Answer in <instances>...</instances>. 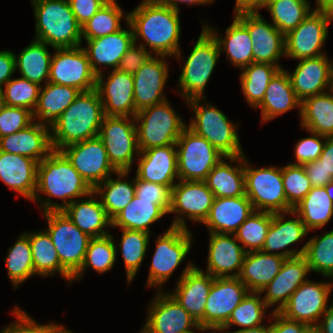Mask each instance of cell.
Returning a JSON list of instances; mask_svg holds the SVG:
<instances>
[{"instance_id":"5","label":"cell","mask_w":333,"mask_h":333,"mask_svg":"<svg viewBox=\"0 0 333 333\" xmlns=\"http://www.w3.org/2000/svg\"><path fill=\"white\" fill-rule=\"evenodd\" d=\"M133 120L142 121L139 127L136 126L140 151L176 144L186 128L166 100L138 111Z\"/></svg>"},{"instance_id":"17","label":"cell","mask_w":333,"mask_h":333,"mask_svg":"<svg viewBox=\"0 0 333 333\" xmlns=\"http://www.w3.org/2000/svg\"><path fill=\"white\" fill-rule=\"evenodd\" d=\"M331 285L332 283H313L307 280L290 296L279 313L289 320L305 323L314 329L316 327L314 322L329 308L327 300Z\"/></svg>"},{"instance_id":"53","label":"cell","mask_w":333,"mask_h":333,"mask_svg":"<svg viewBox=\"0 0 333 333\" xmlns=\"http://www.w3.org/2000/svg\"><path fill=\"white\" fill-rule=\"evenodd\" d=\"M258 294L260 293H248L242 302L233 310L229 320L221 328H213V330L221 331L229 328L232 324L243 326L242 329L260 326L267 305L264 300L259 298Z\"/></svg>"},{"instance_id":"28","label":"cell","mask_w":333,"mask_h":333,"mask_svg":"<svg viewBox=\"0 0 333 333\" xmlns=\"http://www.w3.org/2000/svg\"><path fill=\"white\" fill-rule=\"evenodd\" d=\"M227 233H210L208 268L209 273L214 278L238 277L246 255V249L236 242L235 235L229 237ZM238 270L235 274L230 271Z\"/></svg>"},{"instance_id":"62","label":"cell","mask_w":333,"mask_h":333,"mask_svg":"<svg viewBox=\"0 0 333 333\" xmlns=\"http://www.w3.org/2000/svg\"><path fill=\"white\" fill-rule=\"evenodd\" d=\"M275 322L269 326V333H309L311 328L302 322L285 318L279 312L273 311Z\"/></svg>"},{"instance_id":"30","label":"cell","mask_w":333,"mask_h":333,"mask_svg":"<svg viewBox=\"0 0 333 333\" xmlns=\"http://www.w3.org/2000/svg\"><path fill=\"white\" fill-rule=\"evenodd\" d=\"M254 211L246 195L214 198L204 224L209 227L210 233L233 234Z\"/></svg>"},{"instance_id":"74","label":"cell","mask_w":333,"mask_h":333,"mask_svg":"<svg viewBox=\"0 0 333 333\" xmlns=\"http://www.w3.org/2000/svg\"><path fill=\"white\" fill-rule=\"evenodd\" d=\"M144 329L141 331V333H151L146 327H143Z\"/></svg>"},{"instance_id":"51","label":"cell","mask_w":333,"mask_h":333,"mask_svg":"<svg viewBox=\"0 0 333 333\" xmlns=\"http://www.w3.org/2000/svg\"><path fill=\"white\" fill-rule=\"evenodd\" d=\"M122 231L120 248L130 283L144 259L150 233L128 229H122Z\"/></svg>"},{"instance_id":"47","label":"cell","mask_w":333,"mask_h":333,"mask_svg":"<svg viewBox=\"0 0 333 333\" xmlns=\"http://www.w3.org/2000/svg\"><path fill=\"white\" fill-rule=\"evenodd\" d=\"M113 237L109 234L104 237L91 238L89 240L85 259L80 270L72 277V280L81 276L87 266H91L97 272L104 273L112 268L116 260V247Z\"/></svg>"},{"instance_id":"70","label":"cell","mask_w":333,"mask_h":333,"mask_svg":"<svg viewBox=\"0 0 333 333\" xmlns=\"http://www.w3.org/2000/svg\"><path fill=\"white\" fill-rule=\"evenodd\" d=\"M232 333H269V326L260 325L258 327L249 328V329H240Z\"/></svg>"},{"instance_id":"35","label":"cell","mask_w":333,"mask_h":333,"mask_svg":"<svg viewBox=\"0 0 333 333\" xmlns=\"http://www.w3.org/2000/svg\"><path fill=\"white\" fill-rule=\"evenodd\" d=\"M40 88L37 105L33 111V118L40 119V123L52 125L56 119L75 101L80 90L70 86L53 84L46 81V86Z\"/></svg>"},{"instance_id":"71","label":"cell","mask_w":333,"mask_h":333,"mask_svg":"<svg viewBox=\"0 0 333 333\" xmlns=\"http://www.w3.org/2000/svg\"><path fill=\"white\" fill-rule=\"evenodd\" d=\"M50 333H72L69 330H65L63 326L54 324L51 328Z\"/></svg>"},{"instance_id":"18","label":"cell","mask_w":333,"mask_h":333,"mask_svg":"<svg viewBox=\"0 0 333 333\" xmlns=\"http://www.w3.org/2000/svg\"><path fill=\"white\" fill-rule=\"evenodd\" d=\"M247 29L253 43V62L277 65L285 55V35L273 24L266 23L258 12H243L235 16Z\"/></svg>"},{"instance_id":"25","label":"cell","mask_w":333,"mask_h":333,"mask_svg":"<svg viewBox=\"0 0 333 333\" xmlns=\"http://www.w3.org/2000/svg\"><path fill=\"white\" fill-rule=\"evenodd\" d=\"M333 64L326 55L300 60L293 74H289L297 98L304 99L323 93L326 86L332 89Z\"/></svg>"},{"instance_id":"22","label":"cell","mask_w":333,"mask_h":333,"mask_svg":"<svg viewBox=\"0 0 333 333\" xmlns=\"http://www.w3.org/2000/svg\"><path fill=\"white\" fill-rule=\"evenodd\" d=\"M149 308L148 320L144 327L151 333H188L190 327H201L193 317L173 298L171 294L158 293Z\"/></svg>"},{"instance_id":"42","label":"cell","mask_w":333,"mask_h":333,"mask_svg":"<svg viewBox=\"0 0 333 333\" xmlns=\"http://www.w3.org/2000/svg\"><path fill=\"white\" fill-rule=\"evenodd\" d=\"M118 179L115 181L110 177L98 184L94 189V194H101V204L107 216L112 220L121 210H123L135 196V180L132 183L121 181L129 171H117Z\"/></svg>"},{"instance_id":"34","label":"cell","mask_w":333,"mask_h":333,"mask_svg":"<svg viewBox=\"0 0 333 333\" xmlns=\"http://www.w3.org/2000/svg\"><path fill=\"white\" fill-rule=\"evenodd\" d=\"M241 158V159H240ZM231 162L239 160V167H232L221 160L208 174L205 182L215 198L246 195L244 177V155L228 157ZM241 161V162H240ZM243 161V162H242ZM243 163V164H242Z\"/></svg>"},{"instance_id":"3","label":"cell","mask_w":333,"mask_h":333,"mask_svg":"<svg viewBox=\"0 0 333 333\" xmlns=\"http://www.w3.org/2000/svg\"><path fill=\"white\" fill-rule=\"evenodd\" d=\"M37 191L64 200L63 205H59L49 202L48 198V201L43 203L44 212L63 210L74 201L71 198L92 196L94 194L93 189L72 166L66 156L58 150H53L48 157L38 163L34 201L37 197L39 200ZM66 198H70L67 203Z\"/></svg>"},{"instance_id":"16","label":"cell","mask_w":333,"mask_h":333,"mask_svg":"<svg viewBox=\"0 0 333 333\" xmlns=\"http://www.w3.org/2000/svg\"><path fill=\"white\" fill-rule=\"evenodd\" d=\"M329 21L316 8L295 29L285 35V55L302 60L322 55Z\"/></svg>"},{"instance_id":"39","label":"cell","mask_w":333,"mask_h":333,"mask_svg":"<svg viewBox=\"0 0 333 333\" xmlns=\"http://www.w3.org/2000/svg\"><path fill=\"white\" fill-rule=\"evenodd\" d=\"M307 230L323 227L333 215V202L325 187H312L309 193L293 208Z\"/></svg>"},{"instance_id":"60","label":"cell","mask_w":333,"mask_h":333,"mask_svg":"<svg viewBox=\"0 0 333 333\" xmlns=\"http://www.w3.org/2000/svg\"><path fill=\"white\" fill-rule=\"evenodd\" d=\"M19 323L11 324L2 333H50L54 324L40 325L19 308L14 310Z\"/></svg>"},{"instance_id":"54","label":"cell","mask_w":333,"mask_h":333,"mask_svg":"<svg viewBox=\"0 0 333 333\" xmlns=\"http://www.w3.org/2000/svg\"><path fill=\"white\" fill-rule=\"evenodd\" d=\"M2 91L5 105L34 111L39 97L40 85L26 78L10 79Z\"/></svg>"},{"instance_id":"33","label":"cell","mask_w":333,"mask_h":333,"mask_svg":"<svg viewBox=\"0 0 333 333\" xmlns=\"http://www.w3.org/2000/svg\"><path fill=\"white\" fill-rule=\"evenodd\" d=\"M298 106H301V101L292 88L289 73L280 69L271 79L262 102L256 108H261L262 120L268 121Z\"/></svg>"},{"instance_id":"26","label":"cell","mask_w":333,"mask_h":333,"mask_svg":"<svg viewBox=\"0 0 333 333\" xmlns=\"http://www.w3.org/2000/svg\"><path fill=\"white\" fill-rule=\"evenodd\" d=\"M168 76L163 58L152 57L133 74L134 102L138 111L165 101L162 89Z\"/></svg>"},{"instance_id":"4","label":"cell","mask_w":333,"mask_h":333,"mask_svg":"<svg viewBox=\"0 0 333 333\" xmlns=\"http://www.w3.org/2000/svg\"><path fill=\"white\" fill-rule=\"evenodd\" d=\"M36 17V38L57 48L81 45L82 27L77 23L68 0H32Z\"/></svg>"},{"instance_id":"56","label":"cell","mask_w":333,"mask_h":333,"mask_svg":"<svg viewBox=\"0 0 333 333\" xmlns=\"http://www.w3.org/2000/svg\"><path fill=\"white\" fill-rule=\"evenodd\" d=\"M32 118L33 112L27 108L5 105L0 112V138L27 128Z\"/></svg>"},{"instance_id":"68","label":"cell","mask_w":333,"mask_h":333,"mask_svg":"<svg viewBox=\"0 0 333 333\" xmlns=\"http://www.w3.org/2000/svg\"><path fill=\"white\" fill-rule=\"evenodd\" d=\"M316 7L329 21L333 20V0H318Z\"/></svg>"},{"instance_id":"40","label":"cell","mask_w":333,"mask_h":333,"mask_svg":"<svg viewBox=\"0 0 333 333\" xmlns=\"http://www.w3.org/2000/svg\"><path fill=\"white\" fill-rule=\"evenodd\" d=\"M205 28L214 36L220 51L222 48L227 52V57L234 65L245 67L253 63V43L248 29L235 17L230 27L226 29V38L222 40L209 27Z\"/></svg>"},{"instance_id":"52","label":"cell","mask_w":333,"mask_h":333,"mask_svg":"<svg viewBox=\"0 0 333 333\" xmlns=\"http://www.w3.org/2000/svg\"><path fill=\"white\" fill-rule=\"evenodd\" d=\"M271 221L272 213L254 211L240 225L234 235L238 241L243 243V246L250 247L249 252L260 251L265 243Z\"/></svg>"},{"instance_id":"29","label":"cell","mask_w":333,"mask_h":333,"mask_svg":"<svg viewBox=\"0 0 333 333\" xmlns=\"http://www.w3.org/2000/svg\"><path fill=\"white\" fill-rule=\"evenodd\" d=\"M310 271L303 255L286 258L276 277L263 289L267 294L263 297L267 307L281 301L274 312H279L289 301L296 289L308 279H304Z\"/></svg>"},{"instance_id":"7","label":"cell","mask_w":333,"mask_h":333,"mask_svg":"<svg viewBox=\"0 0 333 333\" xmlns=\"http://www.w3.org/2000/svg\"><path fill=\"white\" fill-rule=\"evenodd\" d=\"M47 230L61 266L73 277L82 267L91 237L82 232L63 210L44 212Z\"/></svg>"},{"instance_id":"38","label":"cell","mask_w":333,"mask_h":333,"mask_svg":"<svg viewBox=\"0 0 333 333\" xmlns=\"http://www.w3.org/2000/svg\"><path fill=\"white\" fill-rule=\"evenodd\" d=\"M165 214L166 212L154 204L153 200L134 196L132 201L111 220V226L149 233V225Z\"/></svg>"},{"instance_id":"69","label":"cell","mask_w":333,"mask_h":333,"mask_svg":"<svg viewBox=\"0 0 333 333\" xmlns=\"http://www.w3.org/2000/svg\"><path fill=\"white\" fill-rule=\"evenodd\" d=\"M158 1L162 4H164V5H167V6L171 7L174 10L179 11V8H178V5H177L178 1L179 2H186V3H189V5H190V4H194V3H197V4L210 3L213 0H158Z\"/></svg>"},{"instance_id":"66","label":"cell","mask_w":333,"mask_h":333,"mask_svg":"<svg viewBox=\"0 0 333 333\" xmlns=\"http://www.w3.org/2000/svg\"><path fill=\"white\" fill-rule=\"evenodd\" d=\"M267 0H236L235 13L243 12H258V9L263 8Z\"/></svg>"},{"instance_id":"21","label":"cell","mask_w":333,"mask_h":333,"mask_svg":"<svg viewBox=\"0 0 333 333\" xmlns=\"http://www.w3.org/2000/svg\"><path fill=\"white\" fill-rule=\"evenodd\" d=\"M214 277L189 264L183 271L173 298L204 327V309Z\"/></svg>"},{"instance_id":"36","label":"cell","mask_w":333,"mask_h":333,"mask_svg":"<svg viewBox=\"0 0 333 333\" xmlns=\"http://www.w3.org/2000/svg\"><path fill=\"white\" fill-rule=\"evenodd\" d=\"M63 212L85 234L91 238L104 237L109 234L102 231L106 225L111 226V219L107 216L101 201L89 200L73 201L67 205Z\"/></svg>"},{"instance_id":"65","label":"cell","mask_w":333,"mask_h":333,"mask_svg":"<svg viewBox=\"0 0 333 333\" xmlns=\"http://www.w3.org/2000/svg\"><path fill=\"white\" fill-rule=\"evenodd\" d=\"M323 151L318 158V163L323 166L327 174L333 177V136L324 138Z\"/></svg>"},{"instance_id":"8","label":"cell","mask_w":333,"mask_h":333,"mask_svg":"<svg viewBox=\"0 0 333 333\" xmlns=\"http://www.w3.org/2000/svg\"><path fill=\"white\" fill-rule=\"evenodd\" d=\"M245 158L244 156L245 192L254 210L273 214L292 211L293 207L287 202L284 192L282 168L253 169L247 166Z\"/></svg>"},{"instance_id":"58","label":"cell","mask_w":333,"mask_h":333,"mask_svg":"<svg viewBox=\"0 0 333 333\" xmlns=\"http://www.w3.org/2000/svg\"><path fill=\"white\" fill-rule=\"evenodd\" d=\"M311 133L314 137L301 139L297 143L295 148L297 163H294L295 165H304L308 162L316 161L321 155L325 142L322 143L320 138L326 137L315 132Z\"/></svg>"},{"instance_id":"64","label":"cell","mask_w":333,"mask_h":333,"mask_svg":"<svg viewBox=\"0 0 333 333\" xmlns=\"http://www.w3.org/2000/svg\"><path fill=\"white\" fill-rule=\"evenodd\" d=\"M16 70L15 55L10 51H0V92H2V84H6Z\"/></svg>"},{"instance_id":"37","label":"cell","mask_w":333,"mask_h":333,"mask_svg":"<svg viewBox=\"0 0 333 333\" xmlns=\"http://www.w3.org/2000/svg\"><path fill=\"white\" fill-rule=\"evenodd\" d=\"M332 93V94H331ZM320 93L301 102L302 126L325 137L333 136V90Z\"/></svg>"},{"instance_id":"15","label":"cell","mask_w":333,"mask_h":333,"mask_svg":"<svg viewBox=\"0 0 333 333\" xmlns=\"http://www.w3.org/2000/svg\"><path fill=\"white\" fill-rule=\"evenodd\" d=\"M248 293L238 277L214 278L204 309V327L221 328Z\"/></svg>"},{"instance_id":"20","label":"cell","mask_w":333,"mask_h":333,"mask_svg":"<svg viewBox=\"0 0 333 333\" xmlns=\"http://www.w3.org/2000/svg\"><path fill=\"white\" fill-rule=\"evenodd\" d=\"M102 75H97L96 89L103 103L104 114L118 117H128L131 114L134 118L136 108L133 74L115 69L106 82L103 81Z\"/></svg>"},{"instance_id":"12","label":"cell","mask_w":333,"mask_h":333,"mask_svg":"<svg viewBox=\"0 0 333 333\" xmlns=\"http://www.w3.org/2000/svg\"><path fill=\"white\" fill-rule=\"evenodd\" d=\"M129 117L104 116L98 138L104 144L109 162L117 171H129L138 147L137 130Z\"/></svg>"},{"instance_id":"55","label":"cell","mask_w":333,"mask_h":333,"mask_svg":"<svg viewBox=\"0 0 333 333\" xmlns=\"http://www.w3.org/2000/svg\"><path fill=\"white\" fill-rule=\"evenodd\" d=\"M282 180L287 202L294 208L312 186L303 165L289 164L282 168Z\"/></svg>"},{"instance_id":"49","label":"cell","mask_w":333,"mask_h":333,"mask_svg":"<svg viewBox=\"0 0 333 333\" xmlns=\"http://www.w3.org/2000/svg\"><path fill=\"white\" fill-rule=\"evenodd\" d=\"M9 254L6 261L8 276L15 285H19L27 278L35 274L31 244L28 235L25 233L20 236L12 248H9Z\"/></svg>"},{"instance_id":"2","label":"cell","mask_w":333,"mask_h":333,"mask_svg":"<svg viewBox=\"0 0 333 333\" xmlns=\"http://www.w3.org/2000/svg\"><path fill=\"white\" fill-rule=\"evenodd\" d=\"M97 89L80 92L75 101L51 125L53 150L98 136L104 118Z\"/></svg>"},{"instance_id":"44","label":"cell","mask_w":333,"mask_h":333,"mask_svg":"<svg viewBox=\"0 0 333 333\" xmlns=\"http://www.w3.org/2000/svg\"><path fill=\"white\" fill-rule=\"evenodd\" d=\"M31 244L35 274L47 276L58 271L64 278L72 282V276L61 266L57 250L48 232L27 234Z\"/></svg>"},{"instance_id":"50","label":"cell","mask_w":333,"mask_h":333,"mask_svg":"<svg viewBox=\"0 0 333 333\" xmlns=\"http://www.w3.org/2000/svg\"><path fill=\"white\" fill-rule=\"evenodd\" d=\"M304 247L310 271L333 277V230L322 237L310 239Z\"/></svg>"},{"instance_id":"75","label":"cell","mask_w":333,"mask_h":333,"mask_svg":"<svg viewBox=\"0 0 333 333\" xmlns=\"http://www.w3.org/2000/svg\"><path fill=\"white\" fill-rule=\"evenodd\" d=\"M296 1H299V2H307V0H296ZM317 2V5H318V0H316Z\"/></svg>"},{"instance_id":"10","label":"cell","mask_w":333,"mask_h":333,"mask_svg":"<svg viewBox=\"0 0 333 333\" xmlns=\"http://www.w3.org/2000/svg\"><path fill=\"white\" fill-rule=\"evenodd\" d=\"M191 233L183 218L179 216L170 229L157 240L150 267L148 286L163 285L191 248Z\"/></svg>"},{"instance_id":"45","label":"cell","mask_w":333,"mask_h":333,"mask_svg":"<svg viewBox=\"0 0 333 333\" xmlns=\"http://www.w3.org/2000/svg\"><path fill=\"white\" fill-rule=\"evenodd\" d=\"M240 80L243 93L251 106L255 108L262 102L271 79L280 70L277 65L268 63H251L243 67Z\"/></svg>"},{"instance_id":"1","label":"cell","mask_w":333,"mask_h":333,"mask_svg":"<svg viewBox=\"0 0 333 333\" xmlns=\"http://www.w3.org/2000/svg\"><path fill=\"white\" fill-rule=\"evenodd\" d=\"M125 17L133 31L134 42L139 35L160 58L179 57V11L158 0H144Z\"/></svg>"},{"instance_id":"43","label":"cell","mask_w":333,"mask_h":333,"mask_svg":"<svg viewBox=\"0 0 333 333\" xmlns=\"http://www.w3.org/2000/svg\"><path fill=\"white\" fill-rule=\"evenodd\" d=\"M45 42L35 40L15 56L16 68H19L23 78L40 85L42 80H49L51 55Z\"/></svg>"},{"instance_id":"72","label":"cell","mask_w":333,"mask_h":333,"mask_svg":"<svg viewBox=\"0 0 333 333\" xmlns=\"http://www.w3.org/2000/svg\"><path fill=\"white\" fill-rule=\"evenodd\" d=\"M326 189L327 194L329 195L330 199L333 202V181L328 183L326 186H324Z\"/></svg>"},{"instance_id":"57","label":"cell","mask_w":333,"mask_h":333,"mask_svg":"<svg viewBox=\"0 0 333 333\" xmlns=\"http://www.w3.org/2000/svg\"><path fill=\"white\" fill-rule=\"evenodd\" d=\"M135 196L139 199L153 200L166 213L171 205V189L168 186L140 180L135 178Z\"/></svg>"},{"instance_id":"9","label":"cell","mask_w":333,"mask_h":333,"mask_svg":"<svg viewBox=\"0 0 333 333\" xmlns=\"http://www.w3.org/2000/svg\"><path fill=\"white\" fill-rule=\"evenodd\" d=\"M220 49L214 36L204 27L179 78L182 96L187 101L203 98V91L215 68Z\"/></svg>"},{"instance_id":"27","label":"cell","mask_w":333,"mask_h":333,"mask_svg":"<svg viewBox=\"0 0 333 333\" xmlns=\"http://www.w3.org/2000/svg\"><path fill=\"white\" fill-rule=\"evenodd\" d=\"M45 123L30 124L27 128L0 138V151L23 155L38 163L53 151L51 134Z\"/></svg>"},{"instance_id":"23","label":"cell","mask_w":333,"mask_h":333,"mask_svg":"<svg viewBox=\"0 0 333 333\" xmlns=\"http://www.w3.org/2000/svg\"><path fill=\"white\" fill-rule=\"evenodd\" d=\"M214 198L205 181L180 180L171 189V205L168 213L186 214L189 219L204 223Z\"/></svg>"},{"instance_id":"41","label":"cell","mask_w":333,"mask_h":333,"mask_svg":"<svg viewBox=\"0 0 333 333\" xmlns=\"http://www.w3.org/2000/svg\"><path fill=\"white\" fill-rule=\"evenodd\" d=\"M289 214L295 215L296 219L284 221L282 213H272L271 225L261 251L272 254L273 250L286 248L308 233L300 217L293 211Z\"/></svg>"},{"instance_id":"48","label":"cell","mask_w":333,"mask_h":333,"mask_svg":"<svg viewBox=\"0 0 333 333\" xmlns=\"http://www.w3.org/2000/svg\"><path fill=\"white\" fill-rule=\"evenodd\" d=\"M121 8L115 1L106 2L98 12L82 26V36L86 40L104 37L121 30Z\"/></svg>"},{"instance_id":"76","label":"cell","mask_w":333,"mask_h":333,"mask_svg":"<svg viewBox=\"0 0 333 333\" xmlns=\"http://www.w3.org/2000/svg\"><path fill=\"white\" fill-rule=\"evenodd\" d=\"M309 333H317L314 329H311Z\"/></svg>"},{"instance_id":"6","label":"cell","mask_w":333,"mask_h":333,"mask_svg":"<svg viewBox=\"0 0 333 333\" xmlns=\"http://www.w3.org/2000/svg\"><path fill=\"white\" fill-rule=\"evenodd\" d=\"M200 98L187 101L195 112V120L187 126L194 133L205 138L215 149L225 157L244 155L241 150L236 126L232 124L223 112L207 104L199 105Z\"/></svg>"},{"instance_id":"32","label":"cell","mask_w":333,"mask_h":333,"mask_svg":"<svg viewBox=\"0 0 333 333\" xmlns=\"http://www.w3.org/2000/svg\"><path fill=\"white\" fill-rule=\"evenodd\" d=\"M88 47L84 48L93 71L98 75L101 73L97 65L119 66L120 60L128 49L134 44L132 30L121 29L116 33L104 37L86 40Z\"/></svg>"},{"instance_id":"31","label":"cell","mask_w":333,"mask_h":333,"mask_svg":"<svg viewBox=\"0 0 333 333\" xmlns=\"http://www.w3.org/2000/svg\"><path fill=\"white\" fill-rule=\"evenodd\" d=\"M38 162L32 158L0 151V179L10 188L34 201Z\"/></svg>"},{"instance_id":"63","label":"cell","mask_w":333,"mask_h":333,"mask_svg":"<svg viewBox=\"0 0 333 333\" xmlns=\"http://www.w3.org/2000/svg\"><path fill=\"white\" fill-rule=\"evenodd\" d=\"M303 166L312 187H324L333 181V177L327 174L323 166L320 165L317 160L308 162Z\"/></svg>"},{"instance_id":"73","label":"cell","mask_w":333,"mask_h":333,"mask_svg":"<svg viewBox=\"0 0 333 333\" xmlns=\"http://www.w3.org/2000/svg\"><path fill=\"white\" fill-rule=\"evenodd\" d=\"M4 106H5V103L3 100V94H2V92H0V112Z\"/></svg>"},{"instance_id":"14","label":"cell","mask_w":333,"mask_h":333,"mask_svg":"<svg viewBox=\"0 0 333 333\" xmlns=\"http://www.w3.org/2000/svg\"><path fill=\"white\" fill-rule=\"evenodd\" d=\"M60 151L92 189L109 178L110 172H117L98 136L68 145Z\"/></svg>"},{"instance_id":"11","label":"cell","mask_w":333,"mask_h":333,"mask_svg":"<svg viewBox=\"0 0 333 333\" xmlns=\"http://www.w3.org/2000/svg\"><path fill=\"white\" fill-rule=\"evenodd\" d=\"M176 146L178 175L182 181H205L210 171L225 157L188 127L181 133Z\"/></svg>"},{"instance_id":"19","label":"cell","mask_w":333,"mask_h":333,"mask_svg":"<svg viewBox=\"0 0 333 333\" xmlns=\"http://www.w3.org/2000/svg\"><path fill=\"white\" fill-rule=\"evenodd\" d=\"M305 249L303 246L299 251L292 249L272 254L261 250L247 251L238 278L249 292L261 293L279 273L284 260L303 255Z\"/></svg>"},{"instance_id":"59","label":"cell","mask_w":333,"mask_h":333,"mask_svg":"<svg viewBox=\"0 0 333 333\" xmlns=\"http://www.w3.org/2000/svg\"><path fill=\"white\" fill-rule=\"evenodd\" d=\"M151 55L152 54L144 48L143 44L136 47V43L134 42L120 60L117 70L134 74L151 58Z\"/></svg>"},{"instance_id":"24","label":"cell","mask_w":333,"mask_h":333,"mask_svg":"<svg viewBox=\"0 0 333 333\" xmlns=\"http://www.w3.org/2000/svg\"><path fill=\"white\" fill-rule=\"evenodd\" d=\"M175 146L176 144H172L140 151L136 176L140 180L165 185L172 189L176 184L174 178H179Z\"/></svg>"},{"instance_id":"13","label":"cell","mask_w":333,"mask_h":333,"mask_svg":"<svg viewBox=\"0 0 333 333\" xmlns=\"http://www.w3.org/2000/svg\"><path fill=\"white\" fill-rule=\"evenodd\" d=\"M55 50L57 52L51 59L48 82L77 88L81 92L96 88L97 74L84 48L77 46Z\"/></svg>"},{"instance_id":"46","label":"cell","mask_w":333,"mask_h":333,"mask_svg":"<svg viewBox=\"0 0 333 333\" xmlns=\"http://www.w3.org/2000/svg\"><path fill=\"white\" fill-rule=\"evenodd\" d=\"M264 7L269 9L274 26L284 35L312 13L308 2L296 0H267Z\"/></svg>"},{"instance_id":"67","label":"cell","mask_w":333,"mask_h":333,"mask_svg":"<svg viewBox=\"0 0 333 333\" xmlns=\"http://www.w3.org/2000/svg\"><path fill=\"white\" fill-rule=\"evenodd\" d=\"M324 314V322H319L314 330L317 333H333V305H331Z\"/></svg>"},{"instance_id":"61","label":"cell","mask_w":333,"mask_h":333,"mask_svg":"<svg viewBox=\"0 0 333 333\" xmlns=\"http://www.w3.org/2000/svg\"><path fill=\"white\" fill-rule=\"evenodd\" d=\"M77 23L84 26L106 3L105 0H68Z\"/></svg>"}]
</instances>
